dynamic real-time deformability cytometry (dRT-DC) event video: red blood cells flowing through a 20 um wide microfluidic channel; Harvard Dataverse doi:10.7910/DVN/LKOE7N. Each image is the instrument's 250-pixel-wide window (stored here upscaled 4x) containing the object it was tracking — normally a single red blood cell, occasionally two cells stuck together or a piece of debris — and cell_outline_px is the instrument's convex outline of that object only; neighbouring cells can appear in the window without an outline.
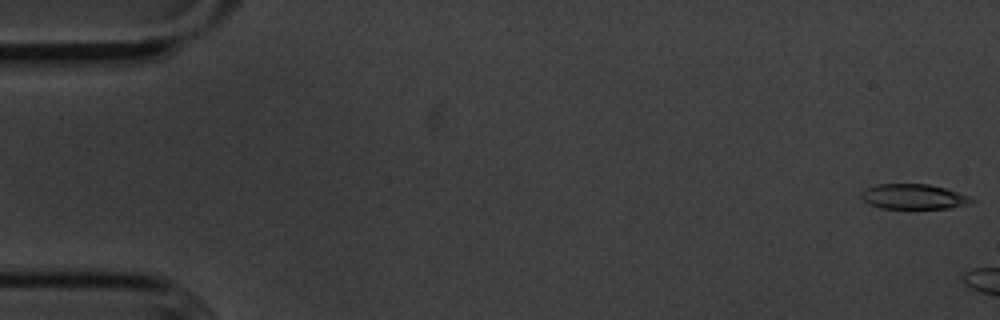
{"species": "common noctule bat (a hibernating species)", "species_latin": "Nyctalus noctula", "temperature_condition": "cold", "stored_images_in_passage": 15, "camera_frame_rate_fps": 3000, "um_per_image_px": 0.085, "animal": {"sex": "male", "body_mass_g": 20.1, "forearm_length_mm": 53.5}, "frame": {"image": 1, "passage_image": 1, "time_ms": 0.0, "image_size_px": [1000, 320], "cell_outline_px": [[976, 200], [964, 204], [948, 208], [880, 208], [868, 204], [860, 196], [860, 192], [876, 184], [928, 184], [944, 188], [972, 196]], "centroid_in_image_um": [77.63, 16.71], "position_along_channel_um": 7.4, "area_um2": 16.01}}